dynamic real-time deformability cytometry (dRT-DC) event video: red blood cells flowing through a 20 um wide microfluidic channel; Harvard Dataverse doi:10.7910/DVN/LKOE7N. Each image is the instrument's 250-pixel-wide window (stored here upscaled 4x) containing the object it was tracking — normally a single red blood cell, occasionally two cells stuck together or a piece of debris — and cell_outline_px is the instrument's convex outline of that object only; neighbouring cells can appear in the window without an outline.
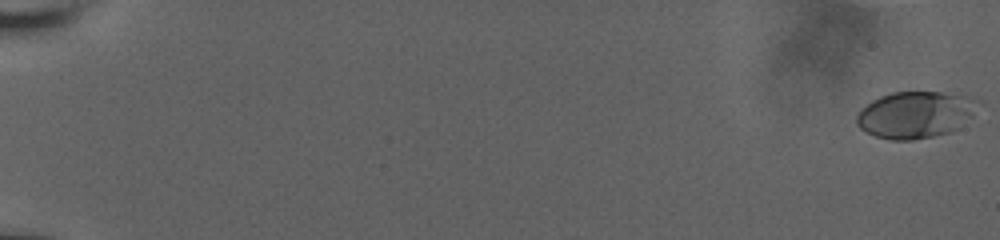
{"species": "human", "species_latin": "Homo sapiens", "temperature_condition": "room temperature", "stored_images_in_passage": 20, "camera_frame_rate_fps": 3000, "um_per_image_px": 0.085, "donor": {"sex": "male"}, "frame": {"image": 1, "passage_image": 1, "time_ms": 0.0, "image_size_px": [1000, 240], "cell_outline_px": [[972, 116], [956, 128], [948, 132], [932, 136], [912, 140], [888, 140], [864, 132], [856, 124], [856, 116], [872, 100], [880, 96], [892, 92], [940, 92], [960, 96]], "centroid_in_image_um": [77.57, 9.79], "position_along_channel_um": 7.4, "area_um2": 31.33}}